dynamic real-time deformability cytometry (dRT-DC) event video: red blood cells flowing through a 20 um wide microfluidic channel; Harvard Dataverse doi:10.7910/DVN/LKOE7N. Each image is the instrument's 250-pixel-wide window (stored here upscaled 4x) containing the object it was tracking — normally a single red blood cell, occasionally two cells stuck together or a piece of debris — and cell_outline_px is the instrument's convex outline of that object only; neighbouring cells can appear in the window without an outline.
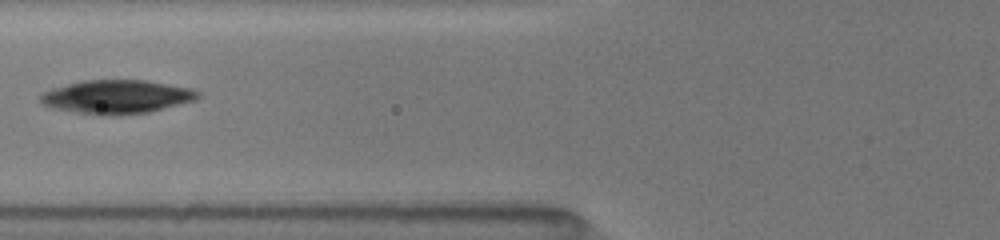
{"species": "common noctule bat (a hibernating species)", "species_latin": "Nyctalus noctula", "temperature_condition": "room temperature", "stored_images_in_passage": 3, "camera_frame_rate_fps": 3000, "um_per_image_px": 0.085, "animal": {"sex": "female", "body_mass_g": 19.5, "forearm_length_mm": 54.1}, "frame": {"image": 1, "passage_image": 3, "time_ms": 2.0, "image_size_px": [1000, 240], "cell_outline_px": [[200, 96], [196, 100], [148, 112], [120, 116], [96, 116], [52, 108], [44, 104], [40, 100], [40, 96], [44, 92], [52, 88], [84, 80], [148, 80], [192, 88], [200, 92]], "centroid_in_image_um": [9.94, 8.24], "position_along_channel_um": 115.9, "area_um2": 31.21}}